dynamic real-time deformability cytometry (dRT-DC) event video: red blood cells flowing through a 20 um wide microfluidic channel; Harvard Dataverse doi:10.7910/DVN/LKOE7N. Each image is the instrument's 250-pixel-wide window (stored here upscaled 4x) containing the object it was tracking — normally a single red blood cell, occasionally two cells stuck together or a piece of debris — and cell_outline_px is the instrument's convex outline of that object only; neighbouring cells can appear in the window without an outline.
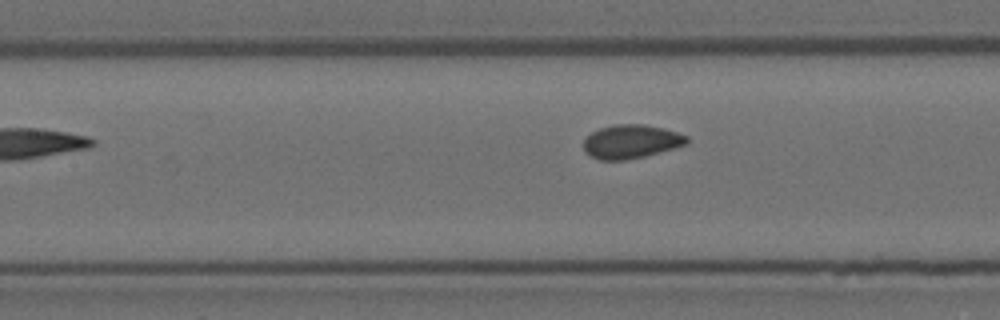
{"species": "Egyptian fruit bat (a non-hibernating species)", "species_latin": "Rousettus aegyptiacus", "temperature_condition": "room temperature", "stored_images_in_passage": 4, "camera_frame_rate_fps": 3000, "um_per_image_px": 0.085, "animal": {"sex": "female"}, "frame": {"image": 1, "passage_image": 4, "time_ms": 1.0, "image_size_px": [1000, 320], "cell_outline_px": [[688, 144], [644, 156], [628, 160], [600, 160], [588, 156], [584, 152], [584, 140], [592, 132], [600, 128], [616, 124], [644, 124], [664, 128], [688, 136]], "centroid_in_image_um": [53.63, 12.04], "position_along_channel_um": 153.8, "area_um2": 20.35}}